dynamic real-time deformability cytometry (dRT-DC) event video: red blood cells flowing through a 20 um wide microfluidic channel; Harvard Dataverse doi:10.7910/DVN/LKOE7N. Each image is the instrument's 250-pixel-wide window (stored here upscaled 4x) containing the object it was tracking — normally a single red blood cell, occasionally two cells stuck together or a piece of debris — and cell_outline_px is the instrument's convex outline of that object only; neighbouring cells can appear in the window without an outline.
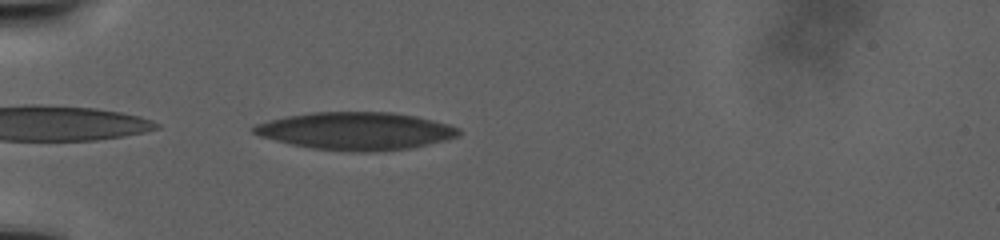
{"species": "human", "species_latin": "Homo sapiens", "temperature_condition": "warm", "stored_images_in_passage": 52, "camera_frame_rate_fps": 3000, "um_per_image_px": 0.085, "donor": {"sex": "male"}, "frame": {"image": 1, "passage_image": 1, "time_ms": 0.0, "image_size_px": [1000, 240], "cell_outline_px": [[460, 136], [428, 144], [408, 148], [376, 152], [352, 152], [312, 148], [292, 144], [260, 136], [252, 132], [252, 128], [256, 124], [268, 120], [288, 116], [312, 112], [392, 112], [416, 116], [448, 124], [460, 128]], "centroid_in_image_um": [30.27, 11.13], "position_along_channel_um": 54.7, "area_um2": 44.85}}
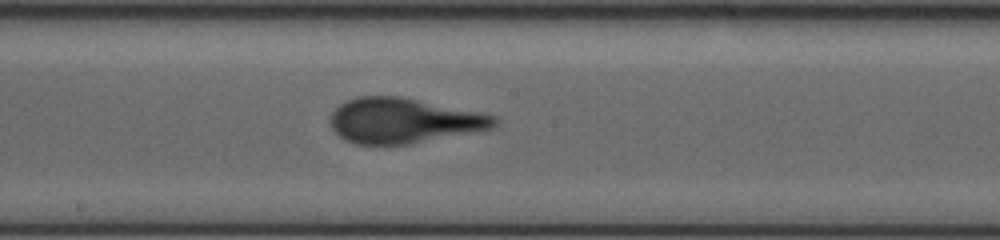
{"frame": {"image": 2, "passage_image": 19, "time_ms": 11.667, "image_size_px": [1000, 240], "cell_outline_px": [[500, 120], [492, 128], [480, 132], [408, 144], [356, 144], [344, 140], [332, 128], [332, 112], [340, 104], [356, 96], [400, 96], [496, 116]], "centroid_in_image_um": [34.33, 10.26], "position_along_channel_um": 213.9, "area_um2": 43.0}}
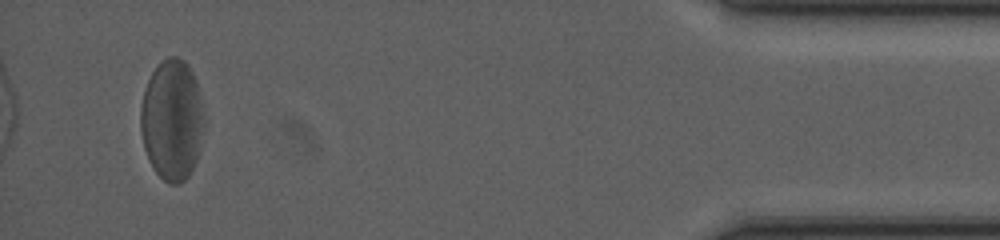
{"frame": {"image": 3, "passage_image": 47, "time_ms": 29.0, "image_size_px": [1000, 240], "cell_outline_px": [[204, 124], [196, 160], [188, 176], [180, 184], [168, 184], [152, 168], [144, 148], [140, 128], [140, 108], [144, 92], [148, 80], [152, 72], [160, 60], [168, 56], [176, 56], [184, 60], [188, 64], [196, 80], [204, 120]], "centroid_in_image_um": [14.6, 10.18], "position_along_channel_um": 420.6, "area_um2": 44.68}}